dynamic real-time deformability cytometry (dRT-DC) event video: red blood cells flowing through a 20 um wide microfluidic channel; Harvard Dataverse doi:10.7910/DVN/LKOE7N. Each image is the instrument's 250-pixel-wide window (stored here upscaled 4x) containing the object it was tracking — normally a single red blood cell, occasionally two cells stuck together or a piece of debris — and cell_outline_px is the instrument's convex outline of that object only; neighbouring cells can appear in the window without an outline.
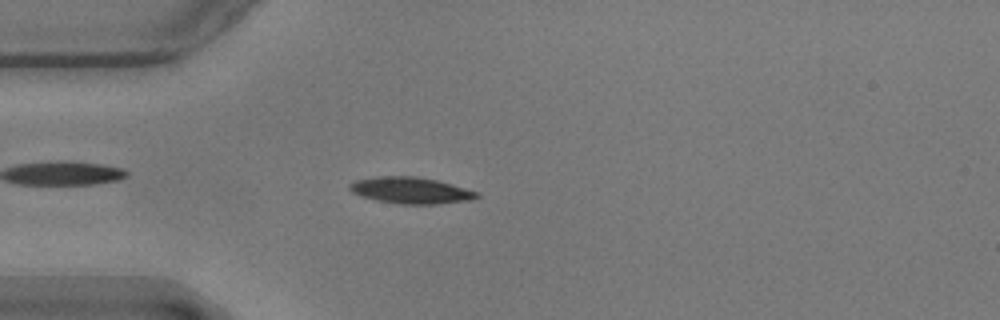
{"species": "common noctule bat (a hibernating species)", "species_latin": "Nyctalus noctula", "temperature_condition": "warm", "stored_images_in_passage": 50, "camera_frame_rate_fps": 3000, "um_per_image_px": 0.085, "animal": {"sex": "male", "body_mass_g": 17.9}, "frame": {"image": 1, "passage_image": 16, "time_ms": 5.0, "image_size_px": [1000, 320], "cell_outline_px": [[480, 196], [472, 200], [436, 204], [400, 204], [376, 200], [352, 192], [348, 188], [348, 184], [356, 180], [380, 176], [416, 176], [436, 180], [476, 192]], "centroid_in_image_um": [34.89, 16.18], "position_along_channel_um": 50.1, "area_um2": 19.31}}
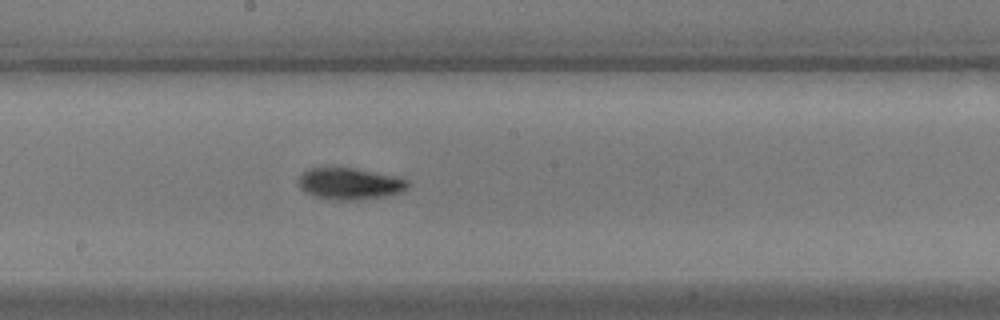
{"frame": {"image": 2, "passage_image": 31, "time_ms": 10.0, "image_size_px": [1000, 320], "cell_outline_px": [[412, 184], [408, 188], [400, 192], [384, 196], [356, 200], [336, 200], [316, 196], [304, 192], [300, 188], [296, 180], [308, 168], [356, 168], [392, 176], [408, 180]], "centroid_in_image_um": [29.71, 15.61], "position_along_channel_um": 218.5, "area_um2": 20.06}}
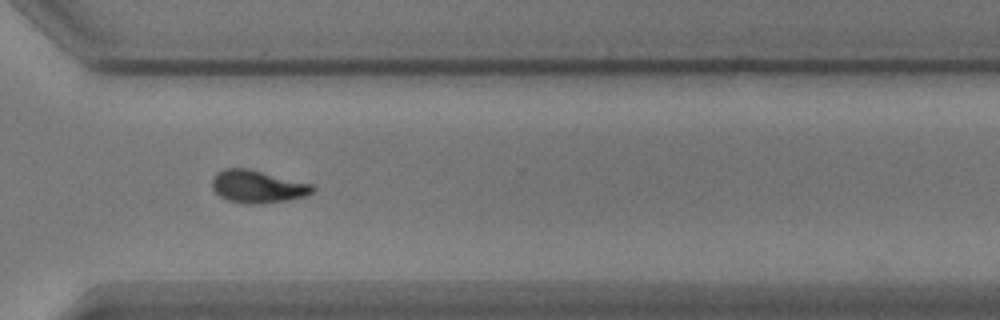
{"frame": {"image": 3, "passage_image": 42, "time_ms": 13.667, "image_size_px": [1000, 320], "cell_outline_px": [[316, 188], [312, 192], [304, 196], [288, 200], [256, 204], [248, 204], [228, 200], [220, 196], [212, 188], [212, 176], [216, 172], [224, 168], [248, 168], [316, 184]], "centroid_in_image_um": [21.91, 15.84], "position_along_channel_um": 348.7, "area_um2": 19.36}, "authors_computed_cell_mechanics": {"area_um2": 18.5827, "velocity_mm_per_s": 3.5548, "shape_relaxation_time_tau1_ms": 2.6197, "shape_relaxation_time_tau2_ms": null, "deformation_change_tau1": 0.1415, "deformation_change_tau2": null}}